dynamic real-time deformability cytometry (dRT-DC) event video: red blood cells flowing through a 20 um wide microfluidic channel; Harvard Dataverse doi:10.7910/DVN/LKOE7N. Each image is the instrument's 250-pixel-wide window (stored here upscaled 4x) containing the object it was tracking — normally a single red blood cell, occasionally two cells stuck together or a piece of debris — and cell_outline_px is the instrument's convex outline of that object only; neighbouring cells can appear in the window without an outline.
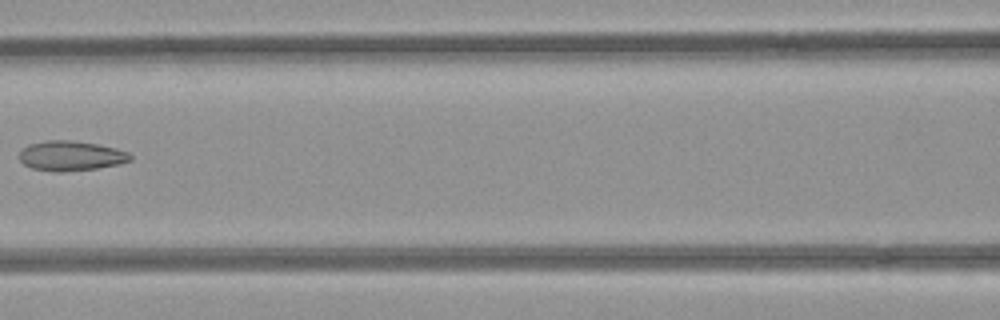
{"species": "common noctule bat (a hibernating species)", "species_latin": "Nyctalus noctula", "temperature_condition": "room temperature", "stored_images_in_passage": 8, "camera_frame_rate_fps": 3000, "um_per_image_px": 0.085, "animal": {"sex": "female", "body_mass_g": 21.9}, "frame": {"image": 1, "passage_image": 7, "time_ms": 2.0, "image_size_px": [1000, 320], "cell_outline_px": [[132, 160], [116, 164], [96, 168], [64, 172], [56, 172], [32, 168], [24, 164], [20, 160], [20, 152], [28, 144], [48, 140], [68, 140], [96, 144], [116, 148], [128, 152], [132, 156]], "centroid_in_image_um": [6.02, 13.24], "position_along_channel_um": 160.6, "area_um2": 19.13}}
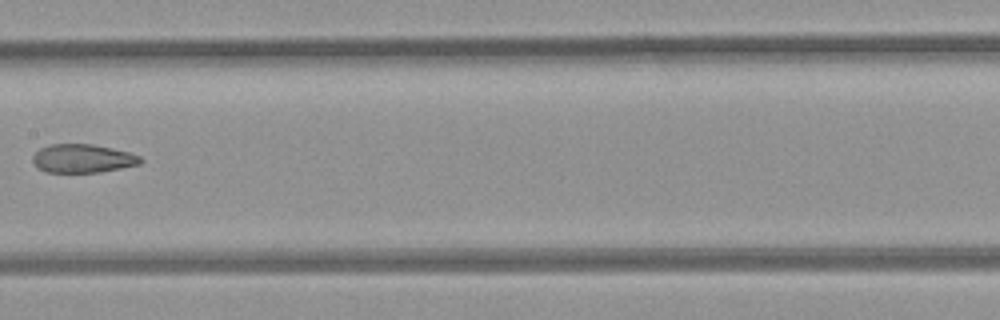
{"frame": {"image": 2, "passage_image": 8, "time_ms": 2.333, "image_size_px": [1000, 320], "cell_outline_px": [[144, 160], [140, 164], [100, 172], [48, 172], [40, 168], [32, 160], [32, 156], [40, 148], [48, 144], [92, 144], [112, 148], [128, 152], [140, 156]], "centroid_in_image_um": [7.05, 13.46], "position_along_channel_um": 200.4, "area_um2": 17.8}}